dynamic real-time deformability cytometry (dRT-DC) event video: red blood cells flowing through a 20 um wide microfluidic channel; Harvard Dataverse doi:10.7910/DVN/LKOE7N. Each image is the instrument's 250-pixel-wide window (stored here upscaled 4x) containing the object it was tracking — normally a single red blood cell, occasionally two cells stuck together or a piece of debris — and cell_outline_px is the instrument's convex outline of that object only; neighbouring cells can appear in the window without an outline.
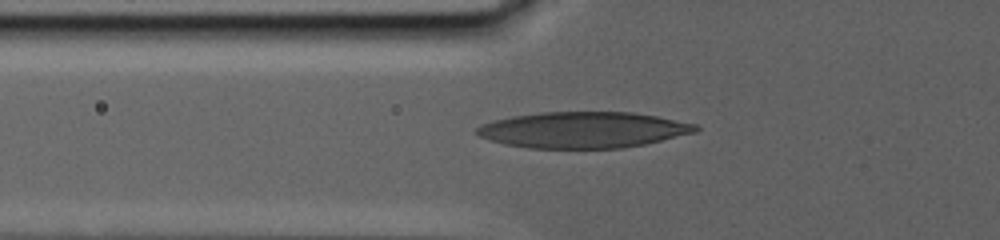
{"species": "human", "species_latin": "Homo sapiens", "temperature_condition": "warm", "stored_images_in_passage": 26, "camera_frame_rate_fps": 3000, "um_per_image_px": 0.085, "donor": {"sex": "male"}, "frame": {"image": 1, "passage_image": 4, "time_ms": 2.667, "image_size_px": [1000, 240], "cell_outline_px": [[700, 128], [696, 132], [644, 144], [620, 148], [528, 148], [504, 144], [488, 140], [480, 136], [476, 132], [476, 128], [480, 124], [492, 120], [512, 116], [540, 112], [632, 112], [656, 116], [696, 124]], "centroid_in_image_um": [49.52, 11.04], "position_along_channel_um": 76.3, "area_um2": 46.01}}
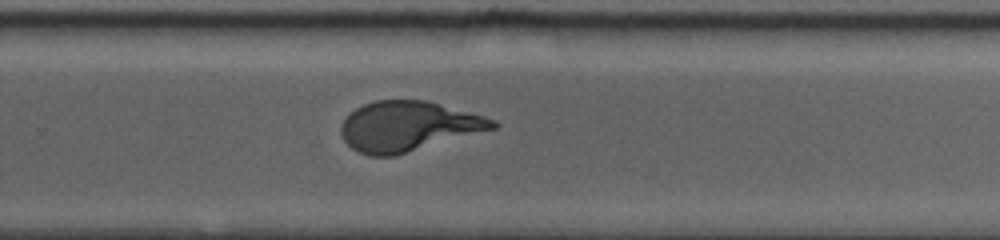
{"frame": {"image": 2, "passage_image": 15, "time_ms": 11.667, "image_size_px": [1000, 240], "cell_outline_px": [[500, 124], [496, 128], [396, 156], [368, 156], [352, 148], [344, 140], [340, 132], [340, 124], [356, 108], [364, 104], [376, 100], [424, 100], [484, 116], [496, 120]], "centroid_in_image_um": [34.69, 10.75], "position_along_channel_um": 295.1, "area_um2": 43.99}}
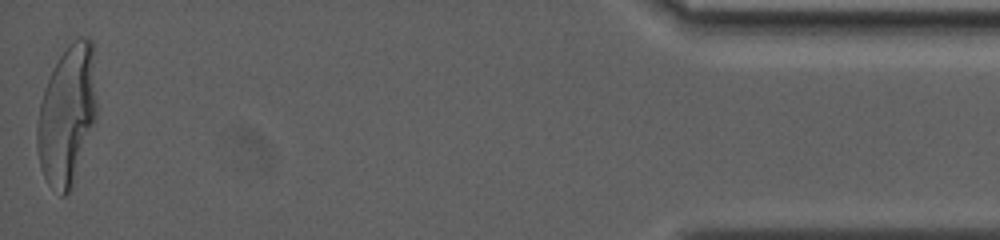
{"frame": {"image": 3, "passage_image": 26, "time_ms": 20.0, "image_size_px": [1000, 240], "cell_outline_px": [[96, 116], [72, 188], [64, 196], [60, 196], [48, 184], [40, 168], [36, 148], [36, 124], [40, 104], [44, 88], [60, 56], [68, 44], [72, 40], [80, 36], [88, 36], [92, 40], [96, 100]], "centroid_in_image_um": [5.68, 9.8], "position_along_channel_um": 429.5, "area_um2": 48.44}, "authors_computed_cell_mechanics": {"area_um2": 44.9395, "velocity_mm_per_s": 2.4605, "shape_relaxation_time_tau1_ms": 6.9051, "shape_relaxation_time_tau2_ms": null, "deformation_change_tau1": 0.2565, "deformation_change_tau2": null}}